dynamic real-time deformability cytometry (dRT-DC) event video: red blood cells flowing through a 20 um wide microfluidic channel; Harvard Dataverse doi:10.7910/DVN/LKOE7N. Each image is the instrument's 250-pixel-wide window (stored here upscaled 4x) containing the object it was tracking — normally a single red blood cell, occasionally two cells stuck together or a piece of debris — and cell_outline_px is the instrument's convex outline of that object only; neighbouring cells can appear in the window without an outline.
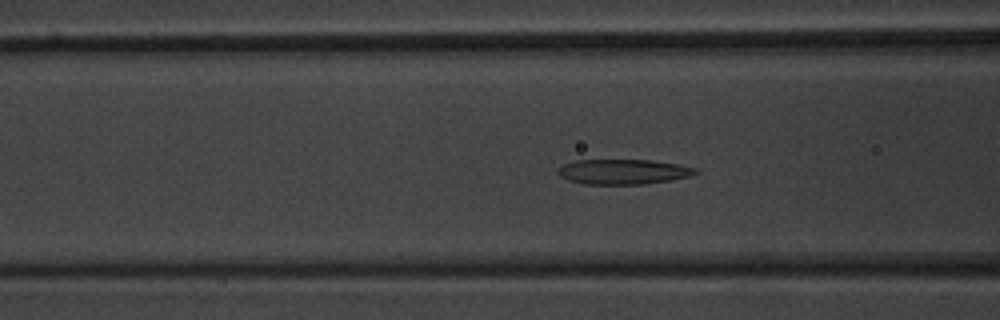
{"species": "common noctule bat (a hibernating species)", "species_latin": "Nyctalus noctula", "temperature_condition": "warm", "stored_images_in_passage": 40, "camera_frame_rate_fps": 3000, "um_per_image_px": 0.085, "animal": {"sex": "male", "body_mass_g": 20.1, "forearm_length_mm": 53.5}, "frame": {"image": 1, "passage_image": 9, "time_ms": 2.667, "image_size_px": [1000, 320], "cell_outline_px": [[700, 172], [688, 176], [672, 180], [644, 184], [584, 184], [568, 180], [560, 176], [556, 172], [564, 164], [572, 160], [648, 160], [676, 164], [696, 168]], "centroid_in_image_um": [52.95, 14.6], "position_along_channel_um": 113.7, "area_um2": 20.0}}
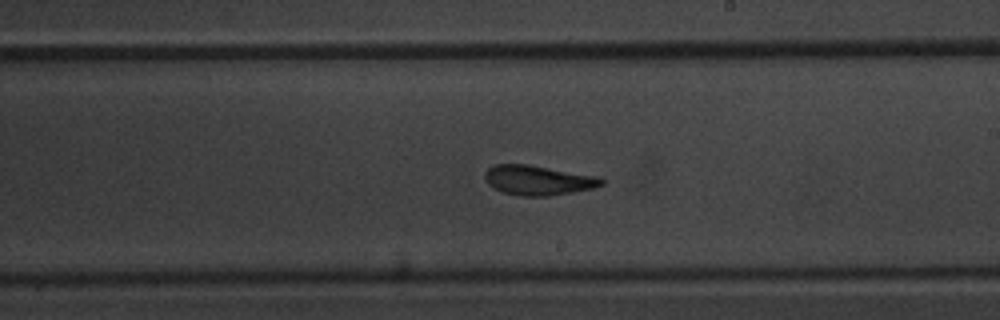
{"frame": {"image": 2, "passage_image": 19, "time_ms": 6.0, "image_size_px": [1000, 320], "cell_outline_px": [[604, 184], [592, 188], [572, 192], [548, 196], [520, 196], [504, 192], [488, 184], [484, 176], [484, 172], [492, 164], [528, 164], [600, 176], [604, 180]], "centroid_in_image_um": [45.75, 15.3], "position_along_channel_um": 243.3, "area_um2": 20.29}}
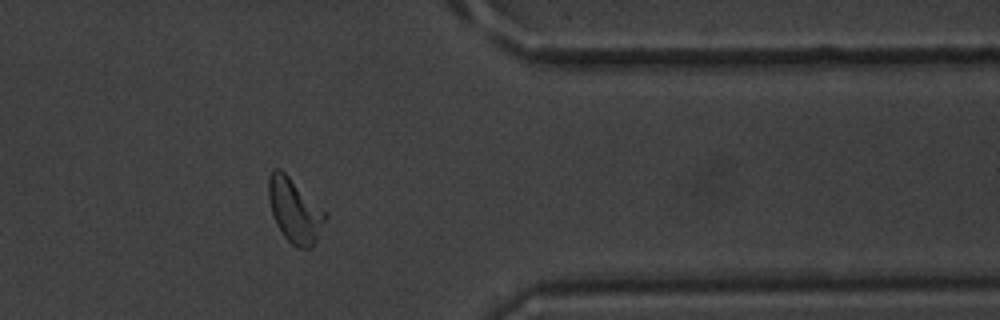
{"frame": {"image": 3, "passage_image": 31, "time_ms": 10.0, "image_size_px": [1000, 320], "cell_outline_px": [[328, 216], [312, 248], [296, 248], [284, 236], [276, 224], [268, 200], [268, 180], [272, 168], [280, 168], [328, 212]], "centroid_in_image_um": [25.06, 17.88], "position_along_channel_um": 386.3, "area_um2": 21.39}, "authors_computed_cell_mechanics": {"area_um2": 20.5768, "velocity_mm_per_s": 3.8888, "shape_relaxation_time_tau1_ms": 4.2171, "shape_relaxation_time_tau2_ms": 1.9297, "deformation_change_tau1": 0.1619, "deformation_change_tau2": 0.1089}}